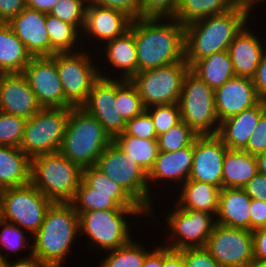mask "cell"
Returning <instances> with one entry per match:
<instances>
[{"mask_svg":"<svg viewBox=\"0 0 266 267\" xmlns=\"http://www.w3.org/2000/svg\"><path fill=\"white\" fill-rule=\"evenodd\" d=\"M258 161V172L266 175V152L256 156Z\"/></svg>","mask_w":266,"mask_h":267,"instance_id":"obj_59","label":"cell"},{"mask_svg":"<svg viewBox=\"0 0 266 267\" xmlns=\"http://www.w3.org/2000/svg\"><path fill=\"white\" fill-rule=\"evenodd\" d=\"M79 229V215L72 203H52L33 235L31 253L48 267H59Z\"/></svg>","mask_w":266,"mask_h":267,"instance_id":"obj_3","label":"cell"},{"mask_svg":"<svg viewBox=\"0 0 266 267\" xmlns=\"http://www.w3.org/2000/svg\"><path fill=\"white\" fill-rule=\"evenodd\" d=\"M242 27L229 45L228 51L236 76L252 78L264 55L259 38ZM263 47V49H262Z\"/></svg>","mask_w":266,"mask_h":267,"instance_id":"obj_23","label":"cell"},{"mask_svg":"<svg viewBox=\"0 0 266 267\" xmlns=\"http://www.w3.org/2000/svg\"><path fill=\"white\" fill-rule=\"evenodd\" d=\"M197 136L198 134L191 127L181 121L171 127L167 132L158 136L159 151L175 152L190 146Z\"/></svg>","mask_w":266,"mask_h":267,"instance_id":"obj_38","label":"cell"},{"mask_svg":"<svg viewBox=\"0 0 266 267\" xmlns=\"http://www.w3.org/2000/svg\"><path fill=\"white\" fill-rule=\"evenodd\" d=\"M82 179L93 188L95 193L128 194L122 186L109 178L95 165L82 169Z\"/></svg>","mask_w":266,"mask_h":267,"instance_id":"obj_41","label":"cell"},{"mask_svg":"<svg viewBox=\"0 0 266 267\" xmlns=\"http://www.w3.org/2000/svg\"><path fill=\"white\" fill-rule=\"evenodd\" d=\"M82 180V168L60 151L31 158V184L52 203H72Z\"/></svg>","mask_w":266,"mask_h":267,"instance_id":"obj_5","label":"cell"},{"mask_svg":"<svg viewBox=\"0 0 266 267\" xmlns=\"http://www.w3.org/2000/svg\"><path fill=\"white\" fill-rule=\"evenodd\" d=\"M214 94L219 122L238 115L261 101L250 77L236 76L215 89Z\"/></svg>","mask_w":266,"mask_h":267,"instance_id":"obj_18","label":"cell"},{"mask_svg":"<svg viewBox=\"0 0 266 267\" xmlns=\"http://www.w3.org/2000/svg\"><path fill=\"white\" fill-rule=\"evenodd\" d=\"M42 109L22 73L3 74L0 80V111L26 120Z\"/></svg>","mask_w":266,"mask_h":267,"instance_id":"obj_19","label":"cell"},{"mask_svg":"<svg viewBox=\"0 0 266 267\" xmlns=\"http://www.w3.org/2000/svg\"><path fill=\"white\" fill-rule=\"evenodd\" d=\"M26 8V0H0V21L9 23Z\"/></svg>","mask_w":266,"mask_h":267,"instance_id":"obj_50","label":"cell"},{"mask_svg":"<svg viewBox=\"0 0 266 267\" xmlns=\"http://www.w3.org/2000/svg\"><path fill=\"white\" fill-rule=\"evenodd\" d=\"M113 142L103 125L82 107L70 108L60 152L82 169L96 164Z\"/></svg>","mask_w":266,"mask_h":267,"instance_id":"obj_4","label":"cell"},{"mask_svg":"<svg viewBox=\"0 0 266 267\" xmlns=\"http://www.w3.org/2000/svg\"><path fill=\"white\" fill-rule=\"evenodd\" d=\"M153 111L150 107L146 111L151 115L157 136L167 132L171 127L181 122L180 108L178 104L154 105Z\"/></svg>","mask_w":266,"mask_h":267,"instance_id":"obj_42","label":"cell"},{"mask_svg":"<svg viewBox=\"0 0 266 267\" xmlns=\"http://www.w3.org/2000/svg\"><path fill=\"white\" fill-rule=\"evenodd\" d=\"M107 58L116 68L124 69V80H130L138 72L134 34L127 30L122 36L108 41Z\"/></svg>","mask_w":266,"mask_h":267,"instance_id":"obj_32","label":"cell"},{"mask_svg":"<svg viewBox=\"0 0 266 267\" xmlns=\"http://www.w3.org/2000/svg\"><path fill=\"white\" fill-rule=\"evenodd\" d=\"M30 259H20L16 263H9L6 261V267H48L45 263H43L38 257L34 256L30 253Z\"/></svg>","mask_w":266,"mask_h":267,"instance_id":"obj_57","label":"cell"},{"mask_svg":"<svg viewBox=\"0 0 266 267\" xmlns=\"http://www.w3.org/2000/svg\"><path fill=\"white\" fill-rule=\"evenodd\" d=\"M115 144L147 173L153 168L159 153L158 141L141 139L124 133L118 135Z\"/></svg>","mask_w":266,"mask_h":267,"instance_id":"obj_34","label":"cell"},{"mask_svg":"<svg viewBox=\"0 0 266 267\" xmlns=\"http://www.w3.org/2000/svg\"><path fill=\"white\" fill-rule=\"evenodd\" d=\"M227 150L216 134L198 135L194 140L193 163L188 180L213 184L222 189V167Z\"/></svg>","mask_w":266,"mask_h":267,"instance_id":"obj_16","label":"cell"},{"mask_svg":"<svg viewBox=\"0 0 266 267\" xmlns=\"http://www.w3.org/2000/svg\"><path fill=\"white\" fill-rule=\"evenodd\" d=\"M250 205L251 198L243 188H222L216 223L250 230Z\"/></svg>","mask_w":266,"mask_h":267,"instance_id":"obj_24","label":"cell"},{"mask_svg":"<svg viewBox=\"0 0 266 267\" xmlns=\"http://www.w3.org/2000/svg\"><path fill=\"white\" fill-rule=\"evenodd\" d=\"M95 166L124 190L144 209L151 213V195L148 173L113 141L97 159Z\"/></svg>","mask_w":266,"mask_h":267,"instance_id":"obj_9","label":"cell"},{"mask_svg":"<svg viewBox=\"0 0 266 267\" xmlns=\"http://www.w3.org/2000/svg\"><path fill=\"white\" fill-rule=\"evenodd\" d=\"M70 108H42L26 120L21 150L30 158L60 151Z\"/></svg>","mask_w":266,"mask_h":267,"instance_id":"obj_8","label":"cell"},{"mask_svg":"<svg viewBox=\"0 0 266 267\" xmlns=\"http://www.w3.org/2000/svg\"><path fill=\"white\" fill-rule=\"evenodd\" d=\"M124 134L148 140L158 138L152 117L146 110L126 122Z\"/></svg>","mask_w":266,"mask_h":267,"instance_id":"obj_43","label":"cell"},{"mask_svg":"<svg viewBox=\"0 0 266 267\" xmlns=\"http://www.w3.org/2000/svg\"><path fill=\"white\" fill-rule=\"evenodd\" d=\"M0 226H3L0 233V242L2 247L12 249L13 251H19L26 243V237L24 232L19 226L0 219Z\"/></svg>","mask_w":266,"mask_h":267,"instance_id":"obj_45","label":"cell"},{"mask_svg":"<svg viewBox=\"0 0 266 267\" xmlns=\"http://www.w3.org/2000/svg\"><path fill=\"white\" fill-rule=\"evenodd\" d=\"M51 204L52 202L31 183L6 188L3 193L1 219L13 222L35 234Z\"/></svg>","mask_w":266,"mask_h":267,"instance_id":"obj_11","label":"cell"},{"mask_svg":"<svg viewBox=\"0 0 266 267\" xmlns=\"http://www.w3.org/2000/svg\"><path fill=\"white\" fill-rule=\"evenodd\" d=\"M266 227V202L251 199L250 231Z\"/></svg>","mask_w":266,"mask_h":267,"instance_id":"obj_51","label":"cell"},{"mask_svg":"<svg viewBox=\"0 0 266 267\" xmlns=\"http://www.w3.org/2000/svg\"><path fill=\"white\" fill-rule=\"evenodd\" d=\"M169 19L174 21L164 24L158 23L159 18L131 21L129 30L134 34L138 72L185 60V26L175 18Z\"/></svg>","mask_w":266,"mask_h":267,"instance_id":"obj_1","label":"cell"},{"mask_svg":"<svg viewBox=\"0 0 266 267\" xmlns=\"http://www.w3.org/2000/svg\"><path fill=\"white\" fill-rule=\"evenodd\" d=\"M22 74L42 108H72L65 99L56 67V54L33 57Z\"/></svg>","mask_w":266,"mask_h":267,"instance_id":"obj_14","label":"cell"},{"mask_svg":"<svg viewBox=\"0 0 266 267\" xmlns=\"http://www.w3.org/2000/svg\"><path fill=\"white\" fill-rule=\"evenodd\" d=\"M252 80L258 96L263 101L266 99V53H264Z\"/></svg>","mask_w":266,"mask_h":267,"instance_id":"obj_52","label":"cell"},{"mask_svg":"<svg viewBox=\"0 0 266 267\" xmlns=\"http://www.w3.org/2000/svg\"><path fill=\"white\" fill-rule=\"evenodd\" d=\"M178 105L181 121L198 135L217 134L220 122L215 107L214 90L191 70L184 78ZM214 124L215 128L211 129Z\"/></svg>","mask_w":266,"mask_h":267,"instance_id":"obj_6","label":"cell"},{"mask_svg":"<svg viewBox=\"0 0 266 267\" xmlns=\"http://www.w3.org/2000/svg\"><path fill=\"white\" fill-rule=\"evenodd\" d=\"M99 75L100 78L93 84L87 101L81 107L95 117L114 140L124 133L126 121L115 109L116 81L102 74Z\"/></svg>","mask_w":266,"mask_h":267,"instance_id":"obj_17","label":"cell"},{"mask_svg":"<svg viewBox=\"0 0 266 267\" xmlns=\"http://www.w3.org/2000/svg\"><path fill=\"white\" fill-rule=\"evenodd\" d=\"M257 1L258 0H232V4L234 7L238 9H242L249 14V11H251L250 9L252 5L254 4V2L257 3Z\"/></svg>","mask_w":266,"mask_h":267,"instance_id":"obj_58","label":"cell"},{"mask_svg":"<svg viewBox=\"0 0 266 267\" xmlns=\"http://www.w3.org/2000/svg\"><path fill=\"white\" fill-rule=\"evenodd\" d=\"M30 182L31 158L21 148L0 145V187H20Z\"/></svg>","mask_w":266,"mask_h":267,"instance_id":"obj_26","label":"cell"},{"mask_svg":"<svg viewBox=\"0 0 266 267\" xmlns=\"http://www.w3.org/2000/svg\"><path fill=\"white\" fill-rule=\"evenodd\" d=\"M220 190L213 184L187 180L182 187L179 196L178 207L180 209L197 210L217 214Z\"/></svg>","mask_w":266,"mask_h":267,"instance_id":"obj_31","label":"cell"},{"mask_svg":"<svg viewBox=\"0 0 266 267\" xmlns=\"http://www.w3.org/2000/svg\"><path fill=\"white\" fill-rule=\"evenodd\" d=\"M253 233V255L260 261H266V227L259 228Z\"/></svg>","mask_w":266,"mask_h":267,"instance_id":"obj_53","label":"cell"},{"mask_svg":"<svg viewBox=\"0 0 266 267\" xmlns=\"http://www.w3.org/2000/svg\"><path fill=\"white\" fill-rule=\"evenodd\" d=\"M265 111L264 101L261 100L238 115L221 121L216 135L229 150H243Z\"/></svg>","mask_w":266,"mask_h":267,"instance_id":"obj_21","label":"cell"},{"mask_svg":"<svg viewBox=\"0 0 266 267\" xmlns=\"http://www.w3.org/2000/svg\"><path fill=\"white\" fill-rule=\"evenodd\" d=\"M89 0H58L49 14L74 25L76 28L85 26L86 5Z\"/></svg>","mask_w":266,"mask_h":267,"instance_id":"obj_39","label":"cell"},{"mask_svg":"<svg viewBox=\"0 0 266 267\" xmlns=\"http://www.w3.org/2000/svg\"><path fill=\"white\" fill-rule=\"evenodd\" d=\"M190 70L213 90L236 77L228 50L199 59Z\"/></svg>","mask_w":266,"mask_h":267,"instance_id":"obj_30","label":"cell"},{"mask_svg":"<svg viewBox=\"0 0 266 267\" xmlns=\"http://www.w3.org/2000/svg\"><path fill=\"white\" fill-rule=\"evenodd\" d=\"M46 29L51 44V56L56 53H65L72 50L78 39L77 28L59 18L46 13Z\"/></svg>","mask_w":266,"mask_h":267,"instance_id":"obj_35","label":"cell"},{"mask_svg":"<svg viewBox=\"0 0 266 267\" xmlns=\"http://www.w3.org/2000/svg\"><path fill=\"white\" fill-rule=\"evenodd\" d=\"M183 254L187 267H221L205 247L184 248Z\"/></svg>","mask_w":266,"mask_h":267,"instance_id":"obj_46","label":"cell"},{"mask_svg":"<svg viewBox=\"0 0 266 267\" xmlns=\"http://www.w3.org/2000/svg\"><path fill=\"white\" fill-rule=\"evenodd\" d=\"M248 13L236 7L185 26V61L191 67L206 56L228 50L236 34L245 26Z\"/></svg>","mask_w":266,"mask_h":267,"instance_id":"obj_2","label":"cell"},{"mask_svg":"<svg viewBox=\"0 0 266 267\" xmlns=\"http://www.w3.org/2000/svg\"><path fill=\"white\" fill-rule=\"evenodd\" d=\"M88 2L84 31L108 42L129 30L132 19L124 12L103 8Z\"/></svg>","mask_w":266,"mask_h":267,"instance_id":"obj_22","label":"cell"},{"mask_svg":"<svg viewBox=\"0 0 266 267\" xmlns=\"http://www.w3.org/2000/svg\"><path fill=\"white\" fill-rule=\"evenodd\" d=\"M72 204L76 211L143 209L129 194L95 193L83 179Z\"/></svg>","mask_w":266,"mask_h":267,"instance_id":"obj_27","label":"cell"},{"mask_svg":"<svg viewBox=\"0 0 266 267\" xmlns=\"http://www.w3.org/2000/svg\"><path fill=\"white\" fill-rule=\"evenodd\" d=\"M6 261H7V258L3 256L0 252V267H6Z\"/></svg>","mask_w":266,"mask_h":267,"instance_id":"obj_62","label":"cell"},{"mask_svg":"<svg viewBox=\"0 0 266 267\" xmlns=\"http://www.w3.org/2000/svg\"><path fill=\"white\" fill-rule=\"evenodd\" d=\"M142 267H163V247H159L152 251V253H149Z\"/></svg>","mask_w":266,"mask_h":267,"instance_id":"obj_56","label":"cell"},{"mask_svg":"<svg viewBox=\"0 0 266 267\" xmlns=\"http://www.w3.org/2000/svg\"><path fill=\"white\" fill-rule=\"evenodd\" d=\"M190 70L181 62L137 72L130 81L136 87L145 108L154 105L178 104L183 81Z\"/></svg>","mask_w":266,"mask_h":267,"instance_id":"obj_7","label":"cell"},{"mask_svg":"<svg viewBox=\"0 0 266 267\" xmlns=\"http://www.w3.org/2000/svg\"><path fill=\"white\" fill-rule=\"evenodd\" d=\"M232 8V0H179L174 18L186 26L199 19L226 13Z\"/></svg>","mask_w":266,"mask_h":267,"instance_id":"obj_33","label":"cell"},{"mask_svg":"<svg viewBox=\"0 0 266 267\" xmlns=\"http://www.w3.org/2000/svg\"><path fill=\"white\" fill-rule=\"evenodd\" d=\"M8 24L32 57L51 56V44L46 29V13L26 7Z\"/></svg>","mask_w":266,"mask_h":267,"instance_id":"obj_20","label":"cell"},{"mask_svg":"<svg viewBox=\"0 0 266 267\" xmlns=\"http://www.w3.org/2000/svg\"><path fill=\"white\" fill-rule=\"evenodd\" d=\"M3 193H4V189L0 187V219L2 217Z\"/></svg>","mask_w":266,"mask_h":267,"instance_id":"obj_61","label":"cell"},{"mask_svg":"<svg viewBox=\"0 0 266 267\" xmlns=\"http://www.w3.org/2000/svg\"><path fill=\"white\" fill-rule=\"evenodd\" d=\"M243 151L255 156L266 152V111L260 116L257 126Z\"/></svg>","mask_w":266,"mask_h":267,"instance_id":"obj_48","label":"cell"},{"mask_svg":"<svg viewBox=\"0 0 266 267\" xmlns=\"http://www.w3.org/2000/svg\"><path fill=\"white\" fill-rule=\"evenodd\" d=\"M90 57L84 52L56 53V67L64 97L73 107H81L88 98L93 84L100 78Z\"/></svg>","mask_w":266,"mask_h":267,"instance_id":"obj_12","label":"cell"},{"mask_svg":"<svg viewBox=\"0 0 266 267\" xmlns=\"http://www.w3.org/2000/svg\"><path fill=\"white\" fill-rule=\"evenodd\" d=\"M194 142L175 152L159 151L153 168L148 173V181L161 179H189L193 163Z\"/></svg>","mask_w":266,"mask_h":267,"instance_id":"obj_25","label":"cell"},{"mask_svg":"<svg viewBox=\"0 0 266 267\" xmlns=\"http://www.w3.org/2000/svg\"><path fill=\"white\" fill-rule=\"evenodd\" d=\"M26 119L0 111V145L20 148Z\"/></svg>","mask_w":266,"mask_h":267,"instance_id":"obj_40","label":"cell"},{"mask_svg":"<svg viewBox=\"0 0 266 267\" xmlns=\"http://www.w3.org/2000/svg\"><path fill=\"white\" fill-rule=\"evenodd\" d=\"M79 215V231L88 235L94 245L108 251L115 250L131 241L124 219L126 214H148L144 209H108L76 211ZM145 212V213H144Z\"/></svg>","mask_w":266,"mask_h":267,"instance_id":"obj_10","label":"cell"},{"mask_svg":"<svg viewBox=\"0 0 266 267\" xmlns=\"http://www.w3.org/2000/svg\"><path fill=\"white\" fill-rule=\"evenodd\" d=\"M163 267H187L183 254L163 246Z\"/></svg>","mask_w":266,"mask_h":267,"instance_id":"obj_54","label":"cell"},{"mask_svg":"<svg viewBox=\"0 0 266 267\" xmlns=\"http://www.w3.org/2000/svg\"><path fill=\"white\" fill-rule=\"evenodd\" d=\"M243 189L251 199L266 202V175L258 172Z\"/></svg>","mask_w":266,"mask_h":267,"instance_id":"obj_49","label":"cell"},{"mask_svg":"<svg viewBox=\"0 0 266 267\" xmlns=\"http://www.w3.org/2000/svg\"><path fill=\"white\" fill-rule=\"evenodd\" d=\"M115 109L126 122L146 110L136 87L122 77L116 80Z\"/></svg>","mask_w":266,"mask_h":267,"instance_id":"obj_36","label":"cell"},{"mask_svg":"<svg viewBox=\"0 0 266 267\" xmlns=\"http://www.w3.org/2000/svg\"><path fill=\"white\" fill-rule=\"evenodd\" d=\"M92 4L103 8L124 12L132 20L141 18V0H89Z\"/></svg>","mask_w":266,"mask_h":267,"instance_id":"obj_47","label":"cell"},{"mask_svg":"<svg viewBox=\"0 0 266 267\" xmlns=\"http://www.w3.org/2000/svg\"><path fill=\"white\" fill-rule=\"evenodd\" d=\"M179 0H141V18H174Z\"/></svg>","mask_w":266,"mask_h":267,"instance_id":"obj_44","label":"cell"},{"mask_svg":"<svg viewBox=\"0 0 266 267\" xmlns=\"http://www.w3.org/2000/svg\"><path fill=\"white\" fill-rule=\"evenodd\" d=\"M32 55L8 23L0 25V72L22 73Z\"/></svg>","mask_w":266,"mask_h":267,"instance_id":"obj_29","label":"cell"},{"mask_svg":"<svg viewBox=\"0 0 266 267\" xmlns=\"http://www.w3.org/2000/svg\"><path fill=\"white\" fill-rule=\"evenodd\" d=\"M222 169V188H244L258 173L257 157L243 150L228 149Z\"/></svg>","mask_w":266,"mask_h":267,"instance_id":"obj_28","label":"cell"},{"mask_svg":"<svg viewBox=\"0 0 266 267\" xmlns=\"http://www.w3.org/2000/svg\"><path fill=\"white\" fill-rule=\"evenodd\" d=\"M211 216L212 215L207 212L180 209L177 207V209L167 217V222L171 230H173L171 237L177 234L180 240L177 238L174 244L172 243V245H166L165 247L172 250L205 247L216 225V220L213 221Z\"/></svg>","mask_w":266,"mask_h":267,"instance_id":"obj_15","label":"cell"},{"mask_svg":"<svg viewBox=\"0 0 266 267\" xmlns=\"http://www.w3.org/2000/svg\"><path fill=\"white\" fill-rule=\"evenodd\" d=\"M110 253L103 259L101 267H142L149 254L142 246L133 241L111 250Z\"/></svg>","mask_w":266,"mask_h":267,"instance_id":"obj_37","label":"cell"},{"mask_svg":"<svg viewBox=\"0 0 266 267\" xmlns=\"http://www.w3.org/2000/svg\"><path fill=\"white\" fill-rule=\"evenodd\" d=\"M58 0H26V7L44 13H50Z\"/></svg>","mask_w":266,"mask_h":267,"instance_id":"obj_55","label":"cell"},{"mask_svg":"<svg viewBox=\"0 0 266 267\" xmlns=\"http://www.w3.org/2000/svg\"><path fill=\"white\" fill-rule=\"evenodd\" d=\"M205 249L221 267H244L254 259L253 233L216 223Z\"/></svg>","mask_w":266,"mask_h":267,"instance_id":"obj_13","label":"cell"},{"mask_svg":"<svg viewBox=\"0 0 266 267\" xmlns=\"http://www.w3.org/2000/svg\"><path fill=\"white\" fill-rule=\"evenodd\" d=\"M244 267H266V261H260L254 258Z\"/></svg>","mask_w":266,"mask_h":267,"instance_id":"obj_60","label":"cell"}]
</instances>
